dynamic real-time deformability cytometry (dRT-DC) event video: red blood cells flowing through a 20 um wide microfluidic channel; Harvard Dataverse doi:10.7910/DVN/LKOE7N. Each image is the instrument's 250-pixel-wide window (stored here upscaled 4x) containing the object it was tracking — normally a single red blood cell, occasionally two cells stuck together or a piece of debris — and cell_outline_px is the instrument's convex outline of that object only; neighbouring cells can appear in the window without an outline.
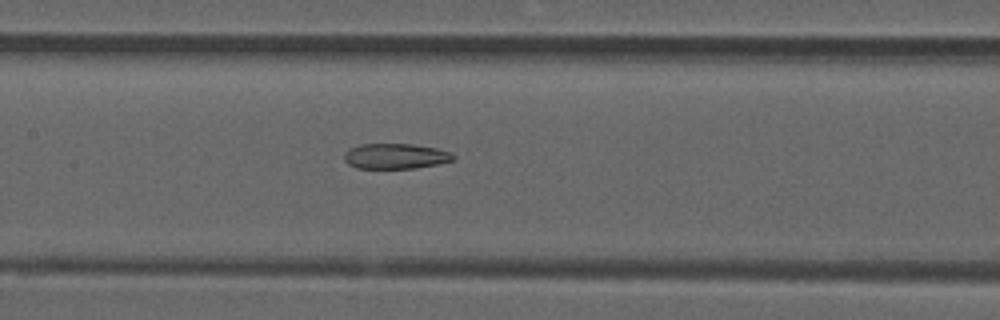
{"species": "common noctule bat (a hibernating species)", "species_latin": "Nyctalus noctula", "temperature_condition": "room temperature", "stored_images_in_passage": 52, "segment_of_instrument_passage": [2, 2], "camera_frame_rate_fps": 3000, "um_per_image_px": 0.085, "animal": {"sex": "male", "forearm_length_mm": 52.5}, "frame": {"image": 1, "passage_image": 25, "time_ms": 8.0, "image_size_px": [1000, 320], "cell_outline_px": [[456, 160], [416, 168], [356, 168], [348, 164], [344, 160], [344, 152], [360, 144], [412, 144], [436, 148], [452, 152], [456, 156]], "centroid_in_image_um": [33.65, 13.27], "position_along_channel_um": 173.8, "area_um2": 16.18}}
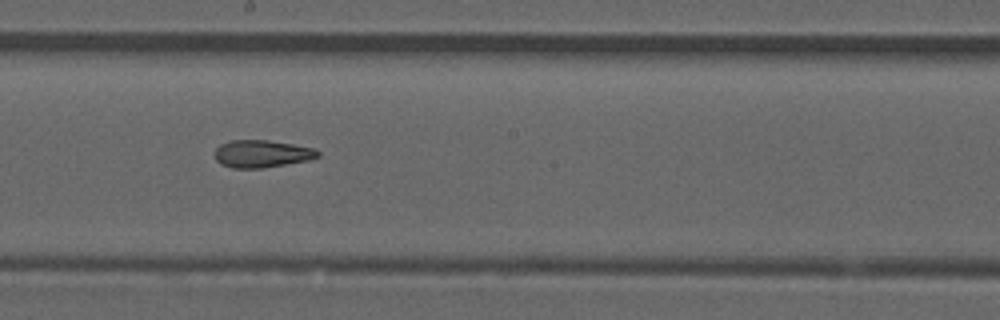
{"frame": {"image": 2, "passage_image": 29, "time_ms": 9.333, "image_size_px": [1000, 320], "cell_outline_px": [[320, 156], [308, 160], [264, 168], [232, 168], [220, 164], [216, 160], [212, 152], [220, 144], [228, 140], [268, 140], [316, 148], [320, 152]], "centroid_in_image_um": [22.22, 13.07], "position_along_channel_um": 226.0, "area_um2": 16.76}}
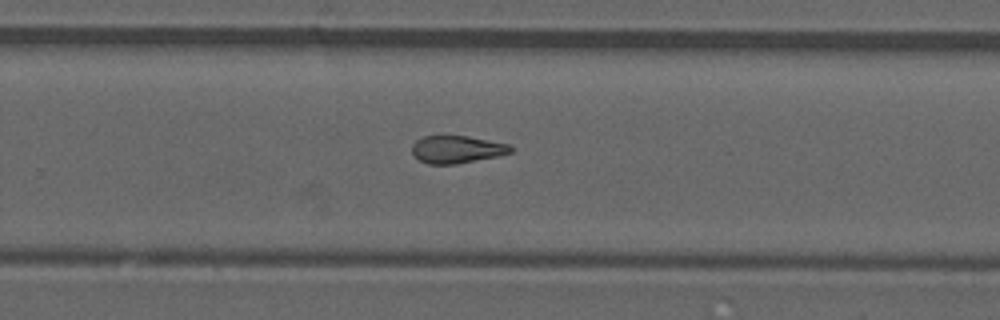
{"frame": {"image": 3, "passage_image": 34, "time_ms": 11.0, "image_size_px": [1000, 320], "cell_outline_px": [[512, 152], [496, 156], [456, 164], [428, 164], [420, 160], [412, 152], [412, 144], [416, 140], [424, 136], [468, 136], [508, 144], [512, 148]], "centroid_in_image_um": [38.81, 12.69], "position_along_channel_um": 291.0, "area_um2": 15.61}}